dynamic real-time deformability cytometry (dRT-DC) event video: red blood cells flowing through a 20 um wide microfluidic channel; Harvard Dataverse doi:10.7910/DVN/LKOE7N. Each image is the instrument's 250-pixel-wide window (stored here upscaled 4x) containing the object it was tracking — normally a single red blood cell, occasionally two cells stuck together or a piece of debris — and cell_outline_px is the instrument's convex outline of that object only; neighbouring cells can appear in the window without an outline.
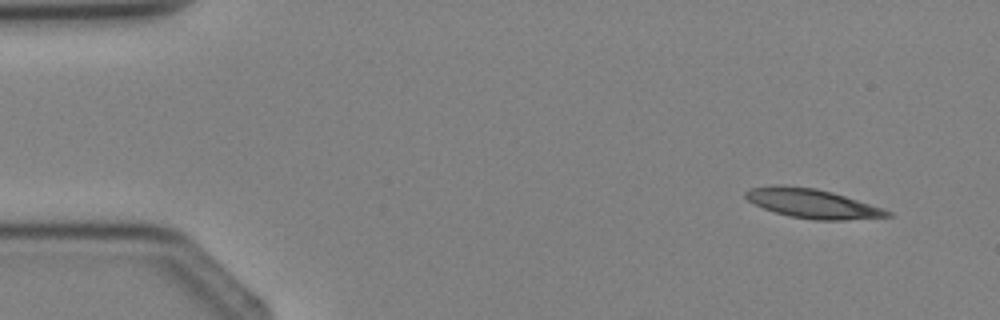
{"species": "Egyptian fruit bat (a non-hibernating species)", "species_latin": "Rousettus aegyptiacus", "temperature_condition": "cold", "stored_images_in_passage": 3, "camera_frame_rate_fps": 3000, "um_per_image_px": 0.085, "animal": {"sex": "female"}, "frame": {"image": 1, "passage_image": 1, "time_ms": 0.0, "image_size_px": [1000, 320], "cell_outline_px": [[892, 216], [844, 220], [812, 220], [788, 216], [764, 208], [748, 200], [744, 196], [744, 192], [748, 188], [776, 184], [780, 184], [816, 188], [832, 192], [892, 212]], "centroid_in_image_um": [68.97, 17.28], "position_along_channel_um": 16.0, "area_um2": 23.99}}